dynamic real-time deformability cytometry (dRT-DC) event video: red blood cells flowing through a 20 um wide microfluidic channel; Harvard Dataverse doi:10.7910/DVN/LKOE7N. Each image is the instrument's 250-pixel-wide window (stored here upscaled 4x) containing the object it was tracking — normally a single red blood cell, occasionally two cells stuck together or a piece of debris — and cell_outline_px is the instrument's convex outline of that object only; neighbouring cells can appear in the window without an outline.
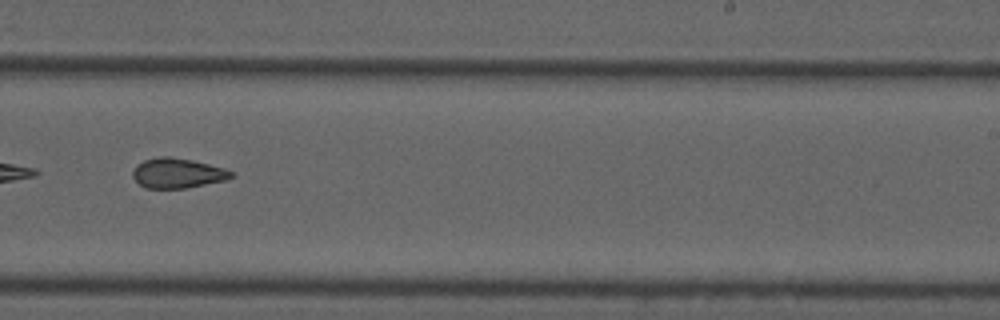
{"species": "common noctule bat (a hibernating species)", "species_latin": "Nyctalus noctula", "temperature_condition": "cold", "stored_images_in_passage": 39, "camera_frame_rate_fps": 3000, "um_per_image_px": 0.085, "animal": {"sex": "male", "forearm_length_mm": 52.5}, "frame": {"image": 1, "passage_image": 34, "time_ms": 11.0, "image_size_px": [1000, 320], "cell_outline_px": [[236, 172], [232, 176], [224, 180], [184, 188], [148, 188], [140, 184], [132, 176], [132, 172], [136, 164], [144, 160], [160, 156], [168, 156], [192, 160], [224, 168]], "centroid_in_image_um": [15.07, 14.7], "position_along_channel_um": 273.9, "area_um2": 16.99}}